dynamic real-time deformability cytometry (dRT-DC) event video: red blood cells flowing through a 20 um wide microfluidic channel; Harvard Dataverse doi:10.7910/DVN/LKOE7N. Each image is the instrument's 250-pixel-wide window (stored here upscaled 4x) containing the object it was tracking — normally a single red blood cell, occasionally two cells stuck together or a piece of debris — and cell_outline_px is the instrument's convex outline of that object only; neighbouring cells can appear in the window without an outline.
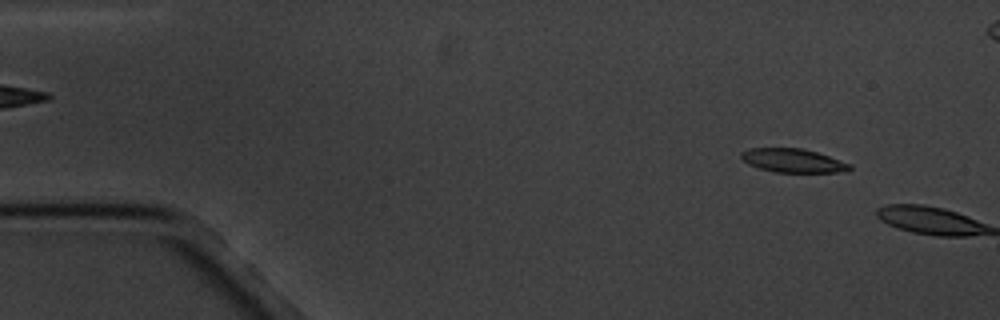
{"species": "common noctule bat (a hibernating species)", "species_latin": "Nyctalus noctula", "temperature_condition": "cold", "stored_images_in_passage": 2, "camera_frame_rate_fps": 3000, "um_per_image_px": 0.085, "animal": {"sex": "male", "body_mass_g": 20.1, "forearm_length_mm": 53.5}, "frame": {"image": 1, "passage_image": 1, "time_ms": 0.0, "image_size_px": [1000, 320], "cell_outline_px": [[852, 168], [848, 172], [776, 172], [760, 168], [748, 164], [740, 156], [740, 152], [748, 148], [800, 148], [816, 152], [852, 164]], "centroid_in_image_um": [67.42, 13.65], "position_along_channel_um": 17.6, "area_um2": 14.97}}